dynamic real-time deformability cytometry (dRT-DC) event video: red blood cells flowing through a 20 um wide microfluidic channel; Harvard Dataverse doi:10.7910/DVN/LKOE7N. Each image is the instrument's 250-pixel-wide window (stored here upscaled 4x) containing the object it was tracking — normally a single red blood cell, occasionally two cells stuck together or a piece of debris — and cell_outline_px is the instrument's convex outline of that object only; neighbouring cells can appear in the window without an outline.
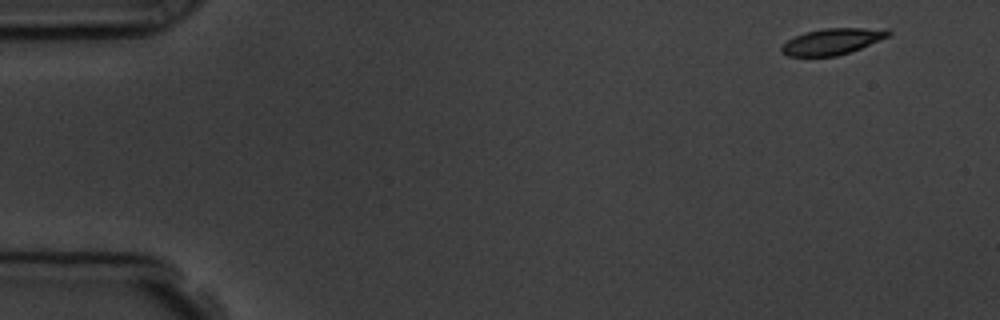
{"species": "common noctule bat (a hibernating species)", "species_latin": "Nyctalus noctula", "temperature_condition": "room temperature", "stored_images_in_passage": 11, "camera_frame_rate_fps": 3000, "um_per_image_px": 0.085, "animal": {"sex": "male", "body_mass_g": 19.5, "forearm_length_mm": 54.6}, "frame": {"image": 1, "passage_image": 1, "time_ms": 0.0, "image_size_px": [1000, 320], "cell_outline_px": [[892, 32], [888, 36], [860, 48], [836, 56], [788, 56], [780, 52], [780, 48], [788, 40], [804, 32], [824, 28], [888, 28]], "centroid_in_image_um": [70.74, 3.51], "position_along_channel_um": 14.3, "area_um2": 16.18}}
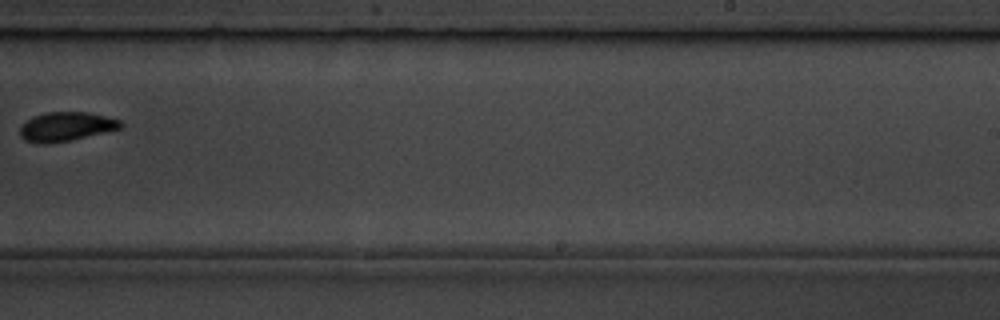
{"frame": {"image": 2, "passage_image": 10, "time_ms": 10.333, "image_size_px": [1000, 320], "cell_outline_px": [[124, 124], [120, 128], [72, 140], [48, 144], [36, 144], [24, 140], [20, 136], [20, 128], [32, 116], [48, 112], [88, 112], [120, 120]], "centroid_in_image_um": [5.59, 10.77], "position_along_channel_um": 283.4, "area_um2": 17.05}}
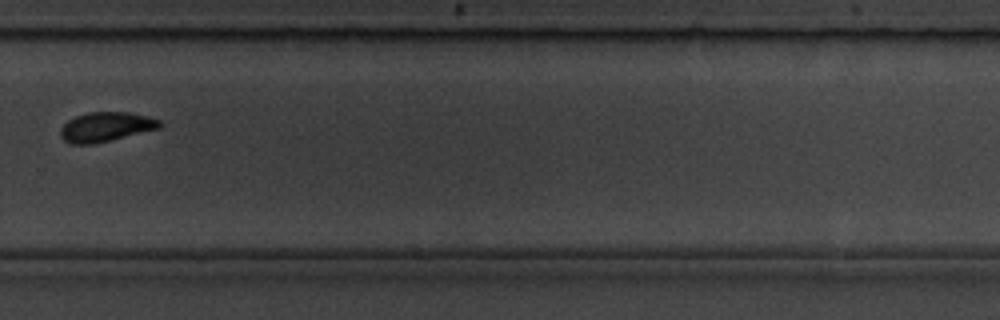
{"frame": {"image": 3, "passage_image": 11, "time_ms": 11.333, "image_size_px": [1000, 320], "cell_outline_px": [[164, 124], [160, 128], [92, 144], [72, 144], [64, 140], [60, 136], [60, 128], [68, 120], [76, 116], [88, 112], [128, 112], [148, 116], [160, 120]], "centroid_in_image_um": [9.0, 10.77], "position_along_channel_um": 320.8, "area_um2": 16.99}}